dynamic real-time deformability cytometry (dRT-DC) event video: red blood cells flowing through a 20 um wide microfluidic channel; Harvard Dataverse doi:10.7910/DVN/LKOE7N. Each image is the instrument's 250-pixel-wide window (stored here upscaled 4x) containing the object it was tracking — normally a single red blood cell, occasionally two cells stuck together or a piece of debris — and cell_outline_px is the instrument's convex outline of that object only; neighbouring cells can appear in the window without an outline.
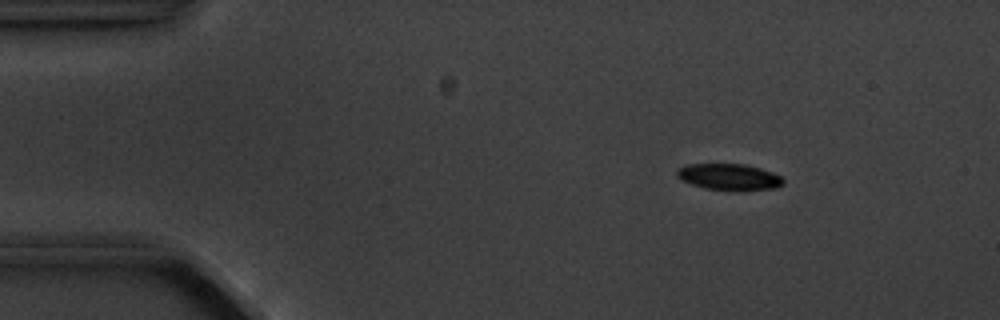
{"species": "common noctule bat (a hibernating species)", "species_latin": "Nyctalus noctula", "temperature_condition": "cold", "stored_images_in_passage": 15, "camera_frame_rate_fps": 3000, "um_per_image_px": 0.085, "animal": {"sex": "male", "body_mass_g": 20.1, "forearm_length_mm": 53.5}, "frame": {"image": 1, "passage_image": 3, "time_ms": 2.333, "image_size_px": [1000, 320], "cell_outline_px": [[784, 184], [776, 188], [744, 192], [704, 188], [680, 180], [676, 176], [676, 172], [680, 168], [688, 164], [744, 164], [760, 168], [772, 172], [780, 176], [784, 180]], "centroid_in_image_um": [62.01, 15.06], "position_along_channel_um": 23.0, "area_um2": 16.65}}
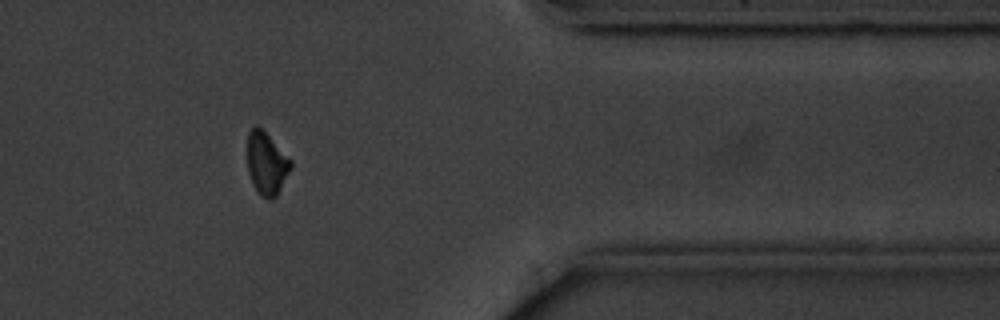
{"frame": {"image": 2, "passage_image": 13, "time_ms": 15.0, "image_size_px": [1000, 320], "cell_outline_px": [[292, 168], [276, 196], [272, 200], [268, 200], [260, 196], [256, 192], [252, 184], [248, 172], [248, 132], [256, 124], [292, 160]], "centroid_in_image_um": [22.66, 13.95], "position_along_channel_um": 388.7, "area_um2": 15.84}}
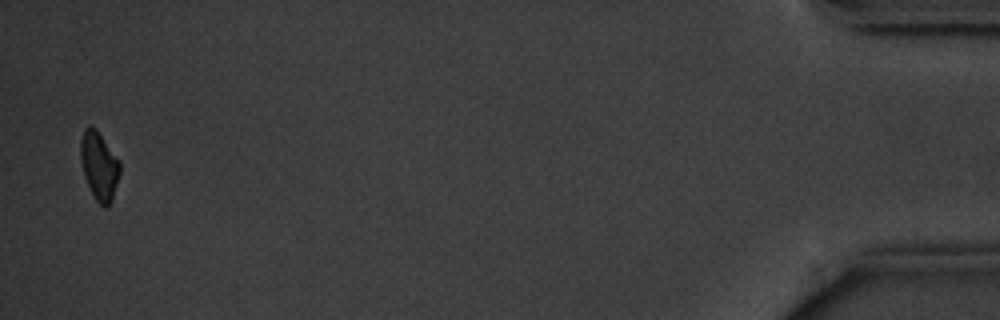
{"frame": {"image": 3, "passage_image": 15, "time_ms": 18.0, "image_size_px": [1000, 320], "cell_outline_px": [[120, 172], [112, 200], [108, 208], [104, 208], [96, 200], [84, 176], [80, 160], [80, 140], [84, 128], [88, 124], [96, 128], [120, 160]], "centroid_in_image_um": [8.43, 14.06], "position_along_channel_um": 426.8, "area_um2": 15.84}, "authors_computed_cell_mechanics": {"area_um2": 16.6464, "velocity_mm_per_s": 3.5918, "shape_relaxation_time_tau1_ms": 2.8844, "shape_relaxation_time_tau2_ms": null, "deformation_change_tau1": 0.1088, "deformation_change_tau2": null}}